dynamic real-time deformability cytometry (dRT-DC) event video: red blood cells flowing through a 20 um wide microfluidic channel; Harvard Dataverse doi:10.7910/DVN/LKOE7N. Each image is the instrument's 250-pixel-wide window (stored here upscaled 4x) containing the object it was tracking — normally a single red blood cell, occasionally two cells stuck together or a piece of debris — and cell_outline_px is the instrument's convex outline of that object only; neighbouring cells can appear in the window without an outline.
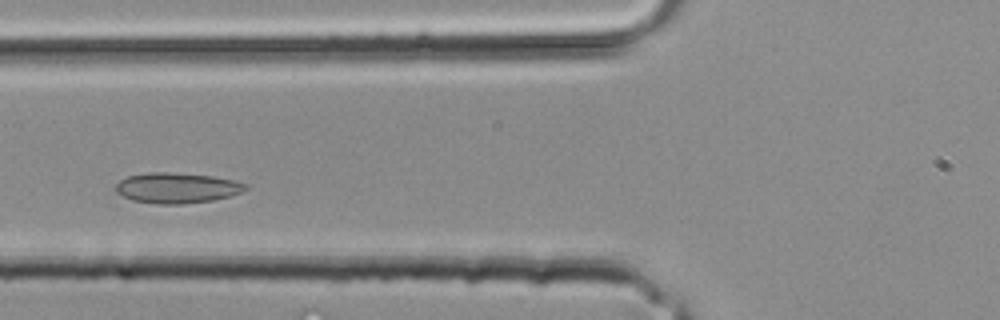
{"species": "common noctule bat (a hibernating species)", "species_latin": "Nyctalus noctula", "temperature_condition": "room temperature", "stored_images_in_passage": 23, "camera_frame_rate_fps": 3000, "um_per_image_px": 0.085, "animal": {"sex": "male", "body_mass_g": 20.4}, "frame": {"image": 1, "passage_image": 3, "time_ms": 0.667, "image_size_px": [1000, 320], "cell_outline_px": [[248, 188], [240, 192], [228, 196], [212, 200], [180, 204], [160, 204], [132, 200], [116, 192], [116, 184], [120, 180], [128, 176], [148, 172], [168, 172], [212, 176], [232, 180], [248, 184]], "centroid_in_image_um": [15.02, 15.96], "position_along_channel_um": 110.8, "area_um2": 22.77}}
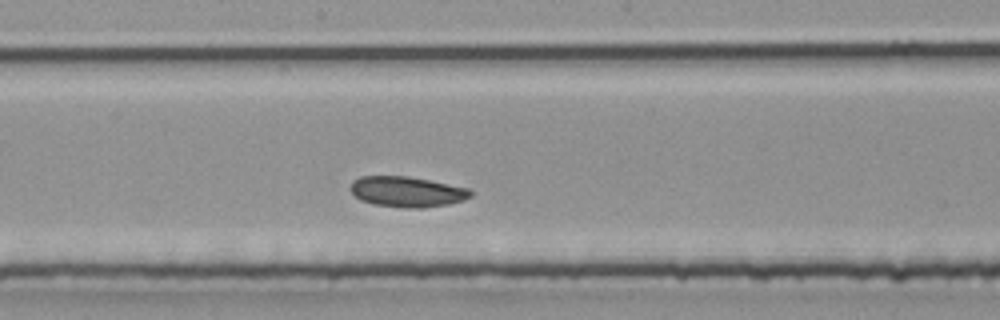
{"frame": {"image": 2, "passage_image": 8, "time_ms": 2.333, "image_size_px": [1000, 320], "cell_outline_px": [[472, 196], [464, 200], [448, 204], [420, 208], [404, 208], [372, 204], [360, 200], [348, 188], [352, 180], [360, 176], [408, 176], [468, 188], [472, 192]], "centroid_in_image_um": [34.55, 16.3], "position_along_channel_um": 213.7, "area_um2": 21.44}}
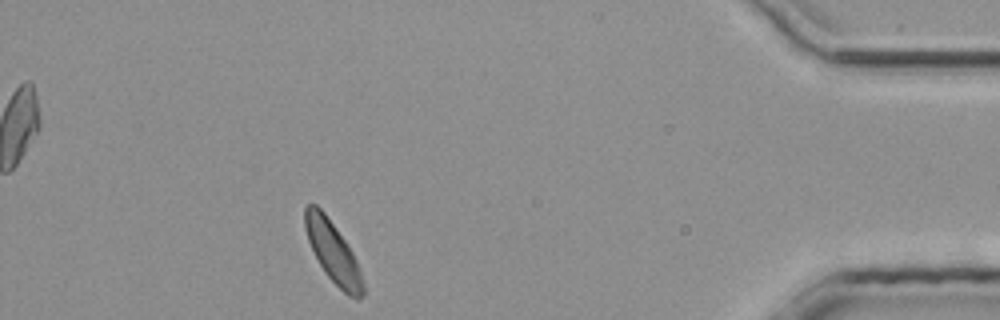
{"frame": {"image": 3, "passage_image": 20, "time_ms": 6.333, "image_size_px": [1000, 320], "cell_outline_px": [[364, 296], [360, 300], [356, 300], [348, 296], [324, 272], [308, 240], [304, 228], [304, 208], [308, 204], [316, 204], [324, 212], [344, 240], [352, 252], [356, 260], [364, 280]], "centroid_in_image_um": [28.32, 21.46], "position_along_channel_um": 406.9, "area_um2": 20.46}}